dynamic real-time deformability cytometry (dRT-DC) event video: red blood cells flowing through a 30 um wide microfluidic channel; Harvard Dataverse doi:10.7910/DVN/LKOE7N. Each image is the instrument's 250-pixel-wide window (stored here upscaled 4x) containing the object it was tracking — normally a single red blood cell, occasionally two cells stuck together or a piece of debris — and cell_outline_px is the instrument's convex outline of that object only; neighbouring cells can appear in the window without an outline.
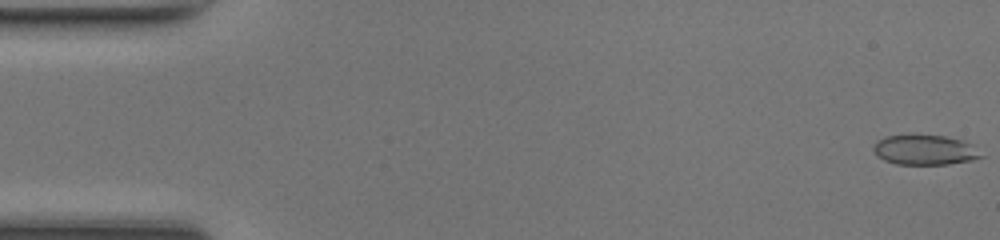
{"species": "common noctule bat (a hibernating species)", "species_latin": "Nyctalus noctula", "temperature_condition": "room temperature", "stored_images_in_passage": 48, "camera_frame_rate_fps": 3000, "um_per_image_px": 0.085, "animal": {"sex": "female", "body_mass_g": 17.0, "forearm_length_mm": 48.0}, "frame": {"image": 1, "passage_image": 1, "time_ms": 0.0, "image_size_px": [1000, 240], "cell_outline_px": [[984, 156], [972, 160], [948, 164], [896, 164], [884, 160], [876, 156], [872, 148], [876, 140], [884, 136], [908, 132], [912, 132], [944, 136], [960, 140], [972, 144]], "centroid_in_image_um": [78.53, 12.69], "position_along_channel_um": 6.5, "area_um2": 19.54}}
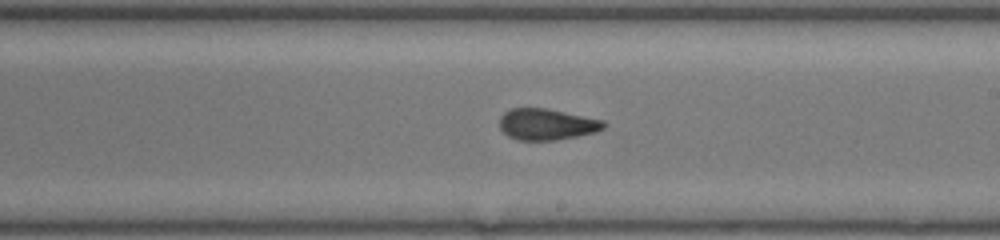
{"frame": {"image": 2, "passage_image": 28, "time_ms": 9.0, "image_size_px": [1000, 240], "cell_outline_px": [[604, 128], [596, 132], [556, 140], [516, 140], [508, 136], [500, 128], [500, 116], [504, 112], [512, 108], [544, 108], [604, 120]], "centroid_in_image_um": [46.44, 10.57], "position_along_channel_um": 242.6, "area_um2": 18.84}}
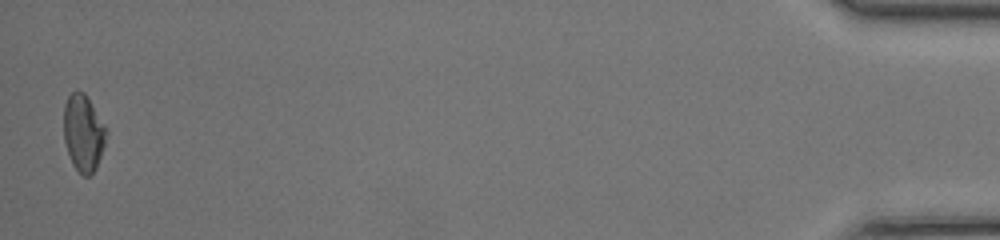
{"frame": {"image": 3, "passage_image": 48, "time_ms": 15.667, "image_size_px": [1000, 240], "cell_outline_px": [[108, 132], [96, 168], [88, 176], [84, 176], [72, 164], [64, 140], [64, 104], [68, 96], [72, 92], [84, 92]], "centroid_in_image_um": [7.07, 11.3], "position_along_channel_um": 428.1, "area_um2": 18.55}, "authors_computed_cell_mechanics": {"area_um2": 19.1896, "velocity_mm_per_s": 4.3128, "shape_relaxation_time_tau1_ms": null, "shape_relaxation_time_tau2_ms": 0.6731, "deformation_change_tau1": null, "deformation_change_tau2": 0.0493}}